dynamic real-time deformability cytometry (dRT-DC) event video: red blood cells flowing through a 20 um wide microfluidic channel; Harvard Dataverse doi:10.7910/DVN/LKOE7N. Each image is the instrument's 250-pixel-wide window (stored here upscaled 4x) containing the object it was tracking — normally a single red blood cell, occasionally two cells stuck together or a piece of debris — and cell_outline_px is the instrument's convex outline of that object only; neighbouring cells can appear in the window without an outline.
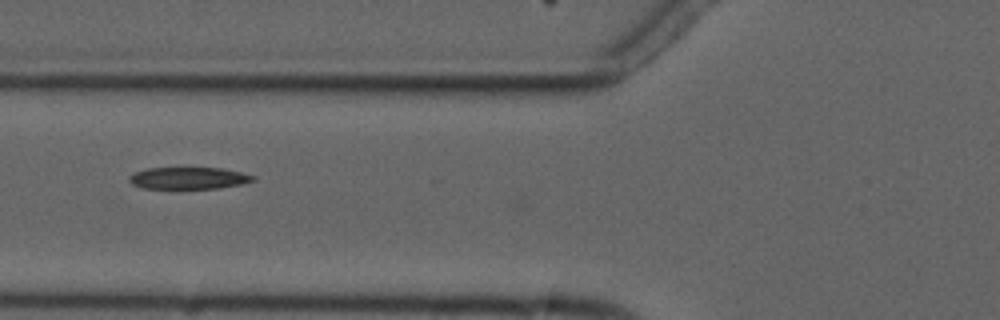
{"species": "common noctule bat (a hibernating species)", "species_latin": "Nyctalus noctula", "temperature_condition": "cold", "stored_images_in_passage": 9, "camera_frame_rate_fps": 3000, "um_per_image_px": 0.085, "animal": {"sex": "male", "forearm_length_mm": 52.5}, "frame": {"image": 1, "passage_image": 7, "time_ms": 8.333, "image_size_px": [1000, 320], "cell_outline_px": [[256, 180], [240, 184], [220, 188], [144, 188], [132, 184], [128, 180], [128, 176], [136, 172], [148, 168], [220, 168], [240, 172], [256, 176]], "centroid_in_image_um": [16.04, 15.14], "position_along_channel_um": 109.8, "area_um2": 15.66}}
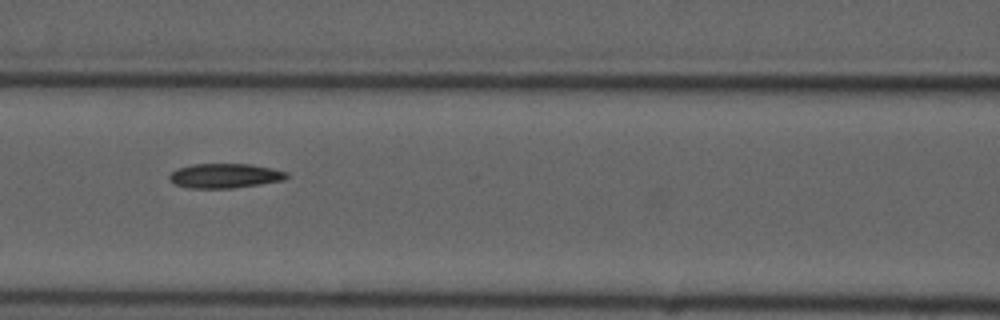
{"frame": {"image": 2, "passage_image": 8, "time_ms": 9.333, "image_size_px": [1000, 320], "cell_outline_px": [[288, 176], [284, 180], [260, 184], [232, 188], [188, 188], [176, 184], [168, 180], [168, 176], [176, 168], [192, 164], [248, 164], [272, 168], [288, 172]], "centroid_in_image_um": [19.09, 14.94], "position_along_channel_um": 147.5, "area_um2": 16.82}}
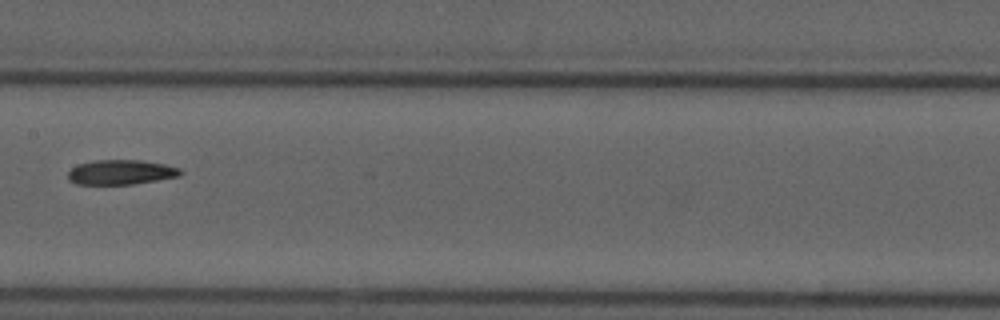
{"frame": {"image": 3, "passage_image": 9, "time_ms": 10.667, "image_size_px": [1000, 320], "cell_outline_px": [[184, 172], [180, 176], [132, 184], [76, 184], [68, 180], [68, 172], [72, 168], [80, 164], [96, 160], [140, 160], [164, 164], [180, 168]], "centroid_in_image_um": [10.3, 14.64], "position_along_channel_um": 197.1, "area_um2": 16.13}}